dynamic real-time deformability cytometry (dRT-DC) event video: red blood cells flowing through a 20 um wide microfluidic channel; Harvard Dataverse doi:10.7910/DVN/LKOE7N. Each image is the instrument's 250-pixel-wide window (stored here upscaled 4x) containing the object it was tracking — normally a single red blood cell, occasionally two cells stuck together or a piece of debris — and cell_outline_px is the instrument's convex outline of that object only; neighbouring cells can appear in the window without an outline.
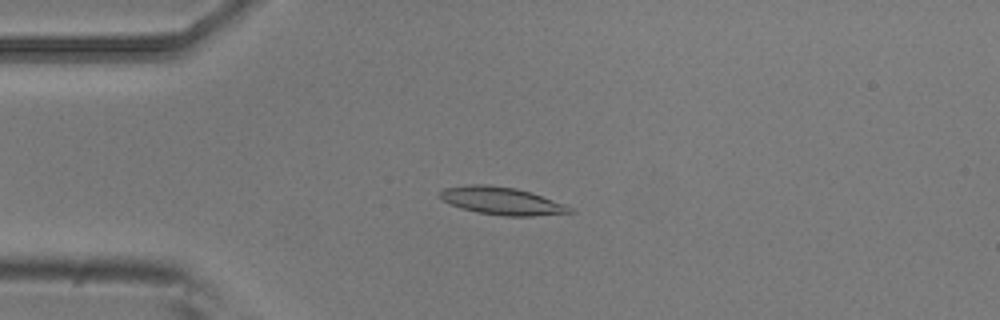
{"species": "common noctule bat (a hibernating species)", "species_latin": "Nyctalus noctula", "temperature_condition": "room temperature", "stored_images_in_passage": 7, "camera_frame_rate_fps": 3000, "um_per_image_px": 0.085, "animal": {"sex": "male", "body_mass_g": 20.5, "forearm_length_mm": 52.5}, "frame": {"image": 1, "passage_image": 3, "time_ms": 0.667, "image_size_px": [1000, 320], "cell_outline_px": [[576, 212], [532, 216], [504, 216], [476, 212], [460, 208], [440, 200], [436, 196], [444, 188], [468, 184], [488, 184], [516, 188], [532, 192], [568, 204]], "centroid_in_image_um": [42.65, 17.07], "position_along_channel_um": 42.3, "area_um2": 21.44}}
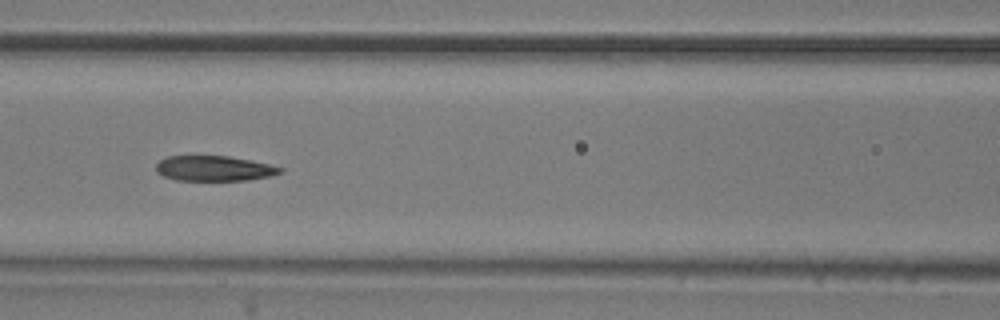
{"frame": {"image": 2, "passage_image": 6, "time_ms": 1.667, "image_size_px": [1000, 320], "cell_outline_px": [[284, 172], [272, 176], [248, 180], [176, 180], [164, 176], [156, 172], [156, 164], [160, 160], [168, 156], [228, 156], [252, 160], [284, 168]], "centroid_in_image_um": [18.23, 14.31], "position_along_channel_um": 148.4, "area_um2": 18.32}}
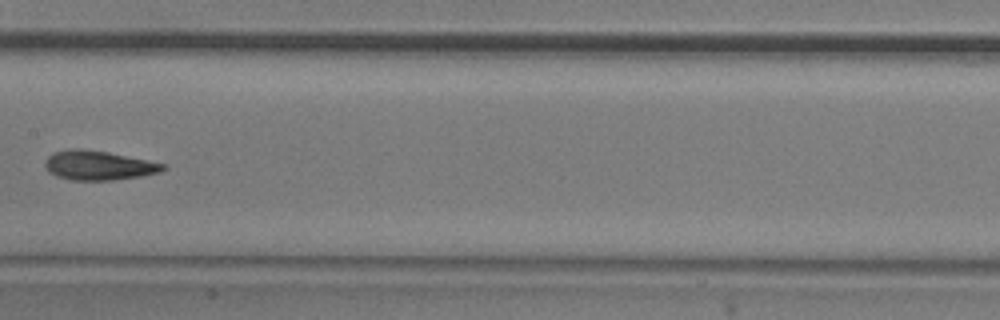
{"frame": {"image": 3, "passage_image": 7, "time_ms": 2.0, "image_size_px": [1000, 320], "cell_outline_px": [[168, 168], [160, 172], [140, 176], [112, 180], [72, 180], [56, 176], [48, 172], [44, 164], [48, 156], [52, 152], [76, 148], [80, 148], [108, 152], [168, 164]], "centroid_in_image_um": [8.39, 14.05], "position_along_channel_um": 199.0, "area_um2": 20.29}}